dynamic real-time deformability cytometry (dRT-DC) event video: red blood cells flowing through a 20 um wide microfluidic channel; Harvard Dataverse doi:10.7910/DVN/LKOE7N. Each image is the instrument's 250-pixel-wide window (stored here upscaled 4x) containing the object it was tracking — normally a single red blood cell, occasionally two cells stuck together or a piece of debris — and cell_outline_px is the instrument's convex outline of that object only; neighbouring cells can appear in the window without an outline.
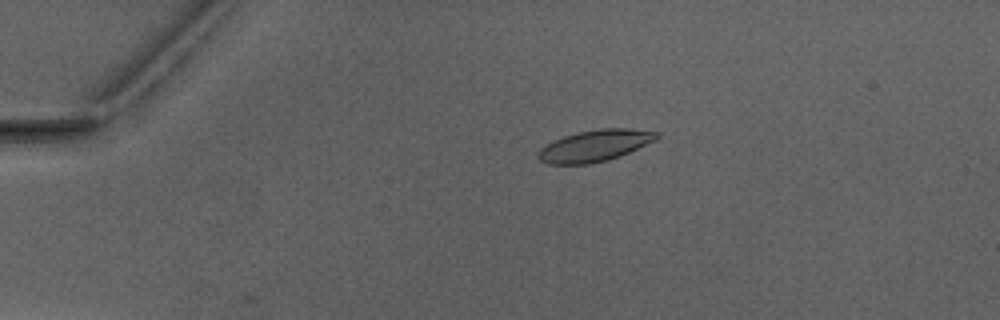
{"species": "Egyptian fruit bat (a non-hibernating species)", "species_latin": "Rousettus aegyptiacus", "temperature_condition": "warm", "stored_images_in_passage": 6, "camera_frame_rate_fps": 3000, "um_per_image_px": 0.085, "animal": {"sex": "male"}, "frame": {"image": 1, "passage_image": 3, "time_ms": 3.333, "image_size_px": [1000, 320], "cell_outline_px": [[660, 136], [656, 140], [620, 156], [608, 160], [588, 164], [548, 164], [540, 160], [536, 156], [536, 152], [540, 148], [552, 140], [576, 132], [600, 128], [628, 128], [660, 132]], "centroid_in_image_um": [50.54, 12.37], "position_along_channel_um": 34.5, "area_um2": 22.02}}
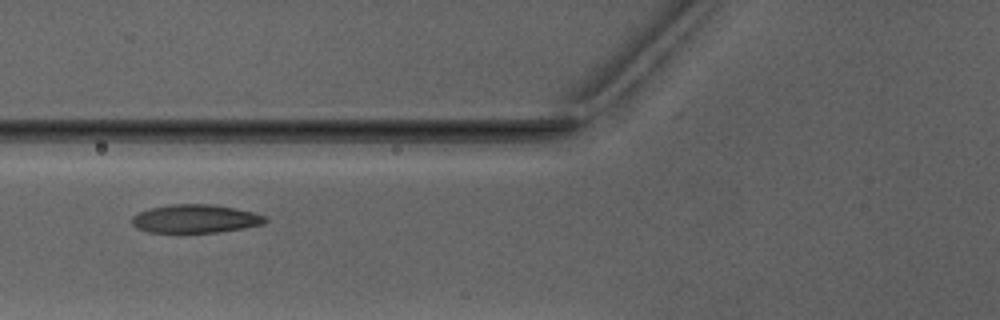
{"frame": {"image": 2, "passage_image": 6, "time_ms": 6.667, "image_size_px": [1000, 320], "cell_outline_px": [[268, 220], [264, 224], [244, 228], [220, 232], [148, 232], [136, 228], [132, 224], [132, 216], [148, 208], [172, 204], [208, 204], [236, 208], [256, 212], [268, 216]], "centroid_in_image_um": [16.65, 18.59], "position_along_channel_um": 109.1, "area_um2": 22.25}}